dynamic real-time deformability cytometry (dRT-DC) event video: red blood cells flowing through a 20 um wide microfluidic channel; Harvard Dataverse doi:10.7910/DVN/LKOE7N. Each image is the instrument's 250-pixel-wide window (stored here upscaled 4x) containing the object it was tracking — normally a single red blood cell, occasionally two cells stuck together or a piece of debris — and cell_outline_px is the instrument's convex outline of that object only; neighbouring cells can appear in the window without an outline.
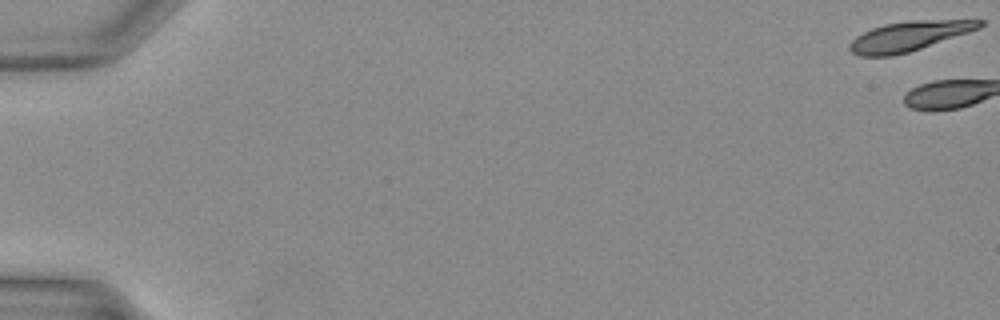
{"species": "Egyptian fruit bat (a non-hibernating species)", "species_latin": "Rousettus aegyptiacus", "temperature_condition": "warm", "stored_images_in_passage": 2, "camera_frame_rate_fps": 3000, "um_per_image_px": 0.085, "animal": {"sex": "female"}, "frame": {"image": 1, "passage_image": 1, "time_ms": 0.0, "image_size_px": [1000, 320], "cell_outline_px": [[984, 24], [980, 28], [908, 52], [892, 56], [860, 56], [852, 52], [848, 48], [848, 44], [856, 36], [872, 28], [884, 24], [908, 20], [984, 20]], "centroid_in_image_um": [77.22, 3.07], "position_along_channel_um": 7.8, "area_um2": 22.25}}